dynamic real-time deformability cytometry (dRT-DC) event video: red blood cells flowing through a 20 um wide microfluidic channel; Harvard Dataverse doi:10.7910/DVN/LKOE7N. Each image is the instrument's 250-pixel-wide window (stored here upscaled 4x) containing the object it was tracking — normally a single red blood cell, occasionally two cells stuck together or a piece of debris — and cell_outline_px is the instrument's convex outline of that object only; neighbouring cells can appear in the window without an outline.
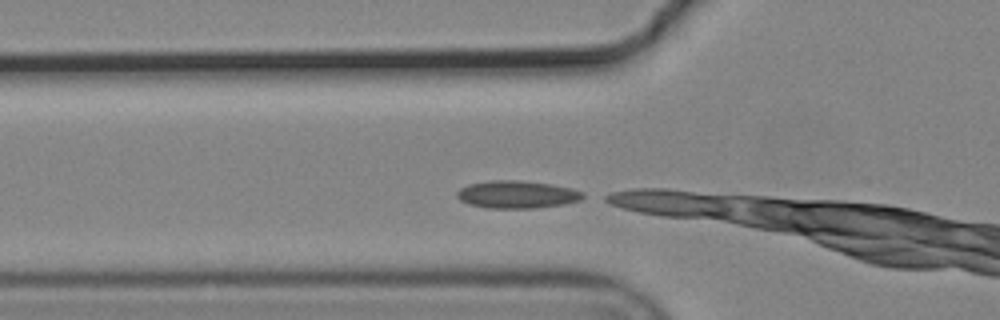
{"species": "common noctule bat (a hibernating species)", "species_latin": "Nyctalus noctula", "temperature_condition": "cold", "stored_images_in_passage": 5, "segment_of_instrument_passage": [2, 2], "camera_frame_rate_fps": 3000, "um_per_image_px": 0.085, "animal": {"sex": "male", "body_mass_g": 19.2, "forearm_length_mm": 51.8}, "frame": {"image": 1, "passage_image": 5, "time_ms": 1.333, "image_size_px": [1000, 320], "cell_outline_px": [[588, 196], [580, 200], [564, 204], [532, 208], [488, 208], [468, 204], [460, 200], [456, 196], [456, 192], [460, 188], [468, 184], [492, 180], [520, 180], [552, 184], [572, 188], [584, 192]], "centroid_in_image_um": [43.96, 16.52], "position_along_channel_um": 81.8, "area_um2": 20.46}}